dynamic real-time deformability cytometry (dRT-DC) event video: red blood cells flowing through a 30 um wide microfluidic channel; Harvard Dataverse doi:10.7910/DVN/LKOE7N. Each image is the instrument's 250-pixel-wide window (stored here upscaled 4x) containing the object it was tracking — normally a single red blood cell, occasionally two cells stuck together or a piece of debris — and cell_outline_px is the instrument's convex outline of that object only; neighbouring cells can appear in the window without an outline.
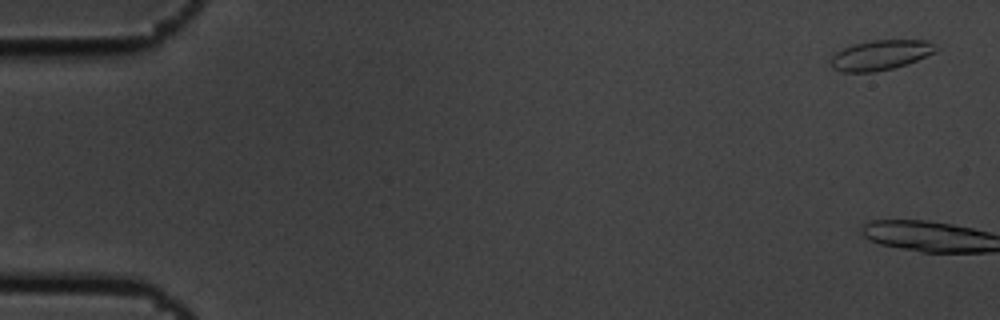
{"species": "common noctule bat (a hibernating species)", "species_latin": "Nyctalus noctula", "temperature_condition": "cold", "stored_images_in_passage": 7, "camera_frame_rate_fps": 3000, "um_per_image_px": 0.085, "animal": {"sex": "male", "body_mass_g": 19.5, "forearm_length_mm": 54.6}, "frame": {"image": 1, "passage_image": 1, "time_ms": 0.0, "image_size_px": [1000, 320], "cell_outline_px": [[936, 52], [908, 64], [892, 68], [872, 72], [840, 72], [832, 68], [832, 56], [836, 52], [844, 48], [856, 44], [872, 40], [928, 40], [936, 48]], "centroid_in_image_um": [74.85, 4.68], "position_along_channel_um": 10.2, "area_um2": 18.15}}